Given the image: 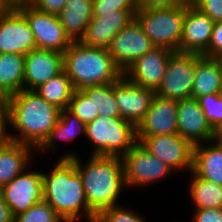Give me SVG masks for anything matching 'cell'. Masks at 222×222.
<instances>
[{"label": "cell", "mask_w": 222, "mask_h": 222, "mask_svg": "<svg viewBox=\"0 0 222 222\" xmlns=\"http://www.w3.org/2000/svg\"><path fill=\"white\" fill-rule=\"evenodd\" d=\"M60 109L44 100L34 90H21L10 96L8 124L15 129L9 140L29 145L37 152L55 128ZM16 134V135H15Z\"/></svg>", "instance_id": "cell-1"}, {"label": "cell", "mask_w": 222, "mask_h": 222, "mask_svg": "<svg viewBox=\"0 0 222 222\" xmlns=\"http://www.w3.org/2000/svg\"><path fill=\"white\" fill-rule=\"evenodd\" d=\"M42 183L43 200L63 222H75L83 216L88 222H96L97 215L87 204L75 157L59 158L49 174L42 173ZM81 214L83 216H80Z\"/></svg>", "instance_id": "cell-2"}, {"label": "cell", "mask_w": 222, "mask_h": 222, "mask_svg": "<svg viewBox=\"0 0 222 222\" xmlns=\"http://www.w3.org/2000/svg\"><path fill=\"white\" fill-rule=\"evenodd\" d=\"M77 156L69 152L60 158L75 157L89 208L98 216L103 210L117 206L121 190L127 188L122 158L91 155L83 166Z\"/></svg>", "instance_id": "cell-3"}, {"label": "cell", "mask_w": 222, "mask_h": 222, "mask_svg": "<svg viewBox=\"0 0 222 222\" xmlns=\"http://www.w3.org/2000/svg\"><path fill=\"white\" fill-rule=\"evenodd\" d=\"M63 64L75 90L114 83L123 76L108 49L88 47L81 42L71 43L63 53Z\"/></svg>", "instance_id": "cell-4"}, {"label": "cell", "mask_w": 222, "mask_h": 222, "mask_svg": "<svg viewBox=\"0 0 222 222\" xmlns=\"http://www.w3.org/2000/svg\"><path fill=\"white\" fill-rule=\"evenodd\" d=\"M94 156L123 157L136 143V126L121 117L98 116L86 124Z\"/></svg>", "instance_id": "cell-5"}, {"label": "cell", "mask_w": 222, "mask_h": 222, "mask_svg": "<svg viewBox=\"0 0 222 222\" xmlns=\"http://www.w3.org/2000/svg\"><path fill=\"white\" fill-rule=\"evenodd\" d=\"M185 13L186 3L173 8L137 9L135 19L155 47L178 52Z\"/></svg>", "instance_id": "cell-6"}, {"label": "cell", "mask_w": 222, "mask_h": 222, "mask_svg": "<svg viewBox=\"0 0 222 222\" xmlns=\"http://www.w3.org/2000/svg\"><path fill=\"white\" fill-rule=\"evenodd\" d=\"M26 18L33 32L36 48L64 53L71 45L58 15L43 12L28 0H9Z\"/></svg>", "instance_id": "cell-7"}, {"label": "cell", "mask_w": 222, "mask_h": 222, "mask_svg": "<svg viewBox=\"0 0 222 222\" xmlns=\"http://www.w3.org/2000/svg\"><path fill=\"white\" fill-rule=\"evenodd\" d=\"M34 49L33 32L24 15L10 1L0 5V54L25 56Z\"/></svg>", "instance_id": "cell-8"}, {"label": "cell", "mask_w": 222, "mask_h": 222, "mask_svg": "<svg viewBox=\"0 0 222 222\" xmlns=\"http://www.w3.org/2000/svg\"><path fill=\"white\" fill-rule=\"evenodd\" d=\"M196 53L174 52L168 60L161 85L155 94L176 101L192 97Z\"/></svg>", "instance_id": "cell-9"}, {"label": "cell", "mask_w": 222, "mask_h": 222, "mask_svg": "<svg viewBox=\"0 0 222 222\" xmlns=\"http://www.w3.org/2000/svg\"><path fill=\"white\" fill-rule=\"evenodd\" d=\"M122 161L127 187L147 185L174 172L138 142L122 157Z\"/></svg>", "instance_id": "cell-10"}, {"label": "cell", "mask_w": 222, "mask_h": 222, "mask_svg": "<svg viewBox=\"0 0 222 222\" xmlns=\"http://www.w3.org/2000/svg\"><path fill=\"white\" fill-rule=\"evenodd\" d=\"M140 144L173 171L193 169L194 146L177 133L145 137Z\"/></svg>", "instance_id": "cell-11"}, {"label": "cell", "mask_w": 222, "mask_h": 222, "mask_svg": "<svg viewBox=\"0 0 222 222\" xmlns=\"http://www.w3.org/2000/svg\"><path fill=\"white\" fill-rule=\"evenodd\" d=\"M154 47L141 25L134 19L116 34L108 50L124 73L138 58Z\"/></svg>", "instance_id": "cell-12"}, {"label": "cell", "mask_w": 222, "mask_h": 222, "mask_svg": "<svg viewBox=\"0 0 222 222\" xmlns=\"http://www.w3.org/2000/svg\"><path fill=\"white\" fill-rule=\"evenodd\" d=\"M13 217L43 200L42 172L26 169L1 189Z\"/></svg>", "instance_id": "cell-13"}, {"label": "cell", "mask_w": 222, "mask_h": 222, "mask_svg": "<svg viewBox=\"0 0 222 222\" xmlns=\"http://www.w3.org/2000/svg\"><path fill=\"white\" fill-rule=\"evenodd\" d=\"M178 101L155 94L144 118L136 126L137 142L153 135L177 133Z\"/></svg>", "instance_id": "cell-14"}, {"label": "cell", "mask_w": 222, "mask_h": 222, "mask_svg": "<svg viewBox=\"0 0 222 222\" xmlns=\"http://www.w3.org/2000/svg\"><path fill=\"white\" fill-rule=\"evenodd\" d=\"M120 117L137 126L149 110L155 91L130 82L124 75L113 83Z\"/></svg>", "instance_id": "cell-15"}, {"label": "cell", "mask_w": 222, "mask_h": 222, "mask_svg": "<svg viewBox=\"0 0 222 222\" xmlns=\"http://www.w3.org/2000/svg\"><path fill=\"white\" fill-rule=\"evenodd\" d=\"M174 53L165 47H154L138 58L123 75L133 84L154 91L161 85L168 60Z\"/></svg>", "instance_id": "cell-16"}, {"label": "cell", "mask_w": 222, "mask_h": 222, "mask_svg": "<svg viewBox=\"0 0 222 222\" xmlns=\"http://www.w3.org/2000/svg\"><path fill=\"white\" fill-rule=\"evenodd\" d=\"M214 21L195 7L189 0L183 21L180 53H197L202 55L208 48Z\"/></svg>", "instance_id": "cell-17"}, {"label": "cell", "mask_w": 222, "mask_h": 222, "mask_svg": "<svg viewBox=\"0 0 222 222\" xmlns=\"http://www.w3.org/2000/svg\"><path fill=\"white\" fill-rule=\"evenodd\" d=\"M177 113V134L193 146L213 139L214 129L205 118L196 98L178 101Z\"/></svg>", "instance_id": "cell-18"}, {"label": "cell", "mask_w": 222, "mask_h": 222, "mask_svg": "<svg viewBox=\"0 0 222 222\" xmlns=\"http://www.w3.org/2000/svg\"><path fill=\"white\" fill-rule=\"evenodd\" d=\"M64 70L63 54L34 49L25 55L24 90H35Z\"/></svg>", "instance_id": "cell-19"}, {"label": "cell", "mask_w": 222, "mask_h": 222, "mask_svg": "<svg viewBox=\"0 0 222 222\" xmlns=\"http://www.w3.org/2000/svg\"><path fill=\"white\" fill-rule=\"evenodd\" d=\"M137 11H115L103 16H93L80 41L88 47L109 49L116 34L135 19Z\"/></svg>", "instance_id": "cell-20"}, {"label": "cell", "mask_w": 222, "mask_h": 222, "mask_svg": "<svg viewBox=\"0 0 222 222\" xmlns=\"http://www.w3.org/2000/svg\"><path fill=\"white\" fill-rule=\"evenodd\" d=\"M93 17V0H67L58 14L66 36L71 42H80Z\"/></svg>", "instance_id": "cell-21"}, {"label": "cell", "mask_w": 222, "mask_h": 222, "mask_svg": "<svg viewBox=\"0 0 222 222\" xmlns=\"http://www.w3.org/2000/svg\"><path fill=\"white\" fill-rule=\"evenodd\" d=\"M222 83V59L209 58L196 53V68L192 97L198 98L220 93Z\"/></svg>", "instance_id": "cell-22"}, {"label": "cell", "mask_w": 222, "mask_h": 222, "mask_svg": "<svg viewBox=\"0 0 222 222\" xmlns=\"http://www.w3.org/2000/svg\"><path fill=\"white\" fill-rule=\"evenodd\" d=\"M33 149L29 145L12 140H8L0 149V189L27 168Z\"/></svg>", "instance_id": "cell-23"}, {"label": "cell", "mask_w": 222, "mask_h": 222, "mask_svg": "<svg viewBox=\"0 0 222 222\" xmlns=\"http://www.w3.org/2000/svg\"><path fill=\"white\" fill-rule=\"evenodd\" d=\"M192 171L198 177L222 186V146L213 140L194 146Z\"/></svg>", "instance_id": "cell-24"}, {"label": "cell", "mask_w": 222, "mask_h": 222, "mask_svg": "<svg viewBox=\"0 0 222 222\" xmlns=\"http://www.w3.org/2000/svg\"><path fill=\"white\" fill-rule=\"evenodd\" d=\"M25 56L0 54V86L9 95L24 89Z\"/></svg>", "instance_id": "cell-25"}, {"label": "cell", "mask_w": 222, "mask_h": 222, "mask_svg": "<svg viewBox=\"0 0 222 222\" xmlns=\"http://www.w3.org/2000/svg\"><path fill=\"white\" fill-rule=\"evenodd\" d=\"M79 134L86 136V124L68 109H63L60 111L55 128L37 150L54 149L57 146L58 139L64 141L73 140Z\"/></svg>", "instance_id": "cell-26"}, {"label": "cell", "mask_w": 222, "mask_h": 222, "mask_svg": "<svg viewBox=\"0 0 222 222\" xmlns=\"http://www.w3.org/2000/svg\"><path fill=\"white\" fill-rule=\"evenodd\" d=\"M34 91L50 104L63 110L68 108L75 88L63 70L55 77L41 84Z\"/></svg>", "instance_id": "cell-27"}, {"label": "cell", "mask_w": 222, "mask_h": 222, "mask_svg": "<svg viewBox=\"0 0 222 222\" xmlns=\"http://www.w3.org/2000/svg\"><path fill=\"white\" fill-rule=\"evenodd\" d=\"M189 194L196 209L222 208V186L190 172Z\"/></svg>", "instance_id": "cell-28"}, {"label": "cell", "mask_w": 222, "mask_h": 222, "mask_svg": "<svg viewBox=\"0 0 222 222\" xmlns=\"http://www.w3.org/2000/svg\"><path fill=\"white\" fill-rule=\"evenodd\" d=\"M87 97H93V103L98 108V116L120 117V109L116 103L113 83L99 86H88L81 89Z\"/></svg>", "instance_id": "cell-29"}, {"label": "cell", "mask_w": 222, "mask_h": 222, "mask_svg": "<svg viewBox=\"0 0 222 222\" xmlns=\"http://www.w3.org/2000/svg\"><path fill=\"white\" fill-rule=\"evenodd\" d=\"M67 109L85 124L98 117V108L93 103V97H87L82 90L74 91Z\"/></svg>", "instance_id": "cell-30"}, {"label": "cell", "mask_w": 222, "mask_h": 222, "mask_svg": "<svg viewBox=\"0 0 222 222\" xmlns=\"http://www.w3.org/2000/svg\"><path fill=\"white\" fill-rule=\"evenodd\" d=\"M62 218L44 200L14 217V222H62Z\"/></svg>", "instance_id": "cell-31"}, {"label": "cell", "mask_w": 222, "mask_h": 222, "mask_svg": "<svg viewBox=\"0 0 222 222\" xmlns=\"http://www.w3.org/2000/svg\"><path fill=\"white\" fill-rule=\"evenodd\" d=\"M196 100L213 129L222 123V95L220 93L200 96Z\"/></svg>", "instance_id": "cell-32"}, {"label": "cell", "mask_w": 222, "mask_h": 222, "mask_svg": "<svg viewBox=\"0 0 222 222\" xmlns=\"http://www.w3.org/2000/svg\"><path fill=\"white\" fill-rule=\"evenodd\" d=\"M115 11H137L135 0H93V16Z\"/></svg>", "instance_id": "cell-33"}, {"label": "cell", "mask_w": 222, "mask_h": 222, "mask_svg": "<svg viewBox=\"0 0 222 222\" xmlns=\"http://www.w3.org/2000/svg\"><path fill=\"white\" fill-rule=\"evenodd\" d=\"M122 206L117 205L103 210L96 219V222H145L144 217L132 213ZM144 218V219H143Z\"/></svg>", "instance_id": "cell-34"}, {"label": "cell", "mask_w": 222, "mask_h": 222, "mask_svg": "<svg viewBox=\"0 0 222 222\" xmlns=\"http://www.w3.org/2000/svg\"><path fill=\"white\" fill-rule=\"evenodd\" d=\"M202 56L222 59V21L214 23L209 46Z\"/></svg>", "instance_id": "cell-35"}, {"label": "cell", "mask_w": 222, "mask_h": 222, "mask_svg": "<svg viewBox=\"0 0 222 222\" xmlns=\"http://www.w3.org/2000/svg\"><path fill=\"white\" fill-rule=\"evenodd\" d=\"M191 3L207 14L214 22L222 21V0H190Z\"/></svg>", "instance_id": "cell-36"}, {"label": "cell", "mask_w": 222, "mask_h": 222, "mask_svg": "<svg viewBox=\"0 0 222 222\" xmlns=\"http://www.w3.org/2000/svg\"><path fill=\"white\" fill-rule=\"evenodd\" d=\"M189 0H135L137 9L173 8L187 3Z\"/></svg>", "instance_id": "cell-37"}, {"label": "cell", "mask_w": 222, "mask_h": 222, "mask_svg": "<svg viewBox=\"0 0 222 222\" xmlns=\"http://www.w3.org/2000/svg\"><path fill=\"white\" fill-rule=\"evenodd\" d=\"M37 9L49 14L58 15L67 0H28Z\"/></svg>", "instance_id": "cell-38"}, {"label": "cell", "mask_w": 222, "mask_h": 222, "mask_svg": "<svg viewBox=\"0 0 222 222\" xmlns=\"http://www.w3.org/2000/svg\"><path fill=\"white\" fill-rule=\"evenodd\" d=\"M193 222H222V208L195 209Z\"/></svg>", "instance_id": "cell-39"}, {"label": "cell", "mask_w": 222, "mask_h": 222, "mask_svg": "<svg viewBox=\"0 0 222 222\" xmlns=\"http://www.w3.org/2000/svg\"><path fill=\"white\" fill-rule=\"evenodd\" d=\"M0 222H14V217L11 214L10 209L4 202L2 192L0 190Z\"/></svg>", "instance_id": "cell-40"}, {"label": "cell", "mask_w": 222, "mask_h": 222, "mask_svg": "<svg viewBox=\"0 0 222 222\" xmlns=\"http://www.w3.org/2000/svg\"><path fill=\"white\" fill-rule=\"evenodd\" d=\"M8 105H0V132H7L8 116H7Z\"/></svg>", "instance_id": "cell-41"}, {"label": "cell", "mask_w": 222, "mask_h": 222, "mask_svg": "<svg viewBox=\"0 0 222 222\" xmlns=\"http://www.w3.org/2000/svg\"><path fill=\"white\" fill-rule=\"evenodd\" d=\"M215 143L222 146V123L219 124L215 129L213 133V139Z\"/></svg>", "instance_id": "cell-42"}, {"label": "cell", "mask_w": 222, "mask_h": 222, "mask_svg": "<svg viewBox=\"0 0 222 222\" xmlns=\"http://www.w3.org/2000/svg\"><path fill=\"white\" fill-rule=\"evenodd\" d=\"M10 96L0 86V105H8Z\"/></svg>", "instance_id": "cell-43"}, {"label": "cell", "mask_w": 222, "mask_h": 222, "mask_svg": "<svg viewBox=\"0 0 222 222\" xmlns=\"http://www.w3.org/2000/svg\"><path fill=\"white\" fill-rule=\"evenodd\" d=\"M9 132H0V149L8 142Z\"/></svg>", "instance_id": "cell-44"}, {"label": "cell", "mask_w": 222, "mask_h": 222, "mask_svg": "<svg viewBox=\"0 0 222 222\" xmlns=\"http://www.w3.org/2000/svg\"><path fill=\"white\" fill-rule=\"evenodd\" d=\"M8 1H9V0H0V5L6 3V2H8Z\"/></svg>", "instance_id": "cell-45"}]
</instances>
